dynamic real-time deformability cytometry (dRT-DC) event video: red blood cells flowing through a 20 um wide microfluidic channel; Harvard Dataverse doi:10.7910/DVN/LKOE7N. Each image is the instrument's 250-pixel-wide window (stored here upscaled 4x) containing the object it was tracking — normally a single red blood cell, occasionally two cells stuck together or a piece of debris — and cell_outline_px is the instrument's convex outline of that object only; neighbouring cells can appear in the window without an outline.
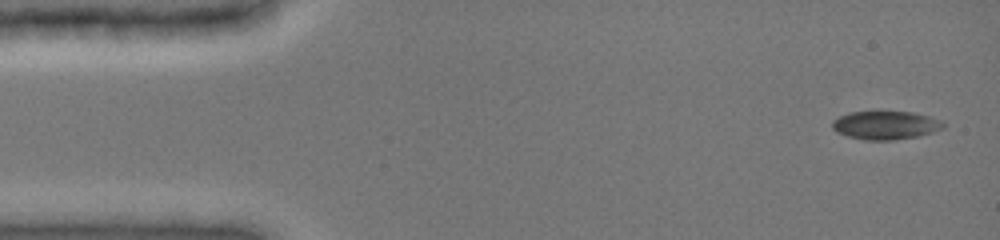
{"species": "common noctule bat (a hibernating species)", "species_latin": "Nyctalus noctula", "temperature_condition": "cold", "stored_images_in_passage": 11, "camera_frame_rate_fps": 3000, "um_per_image_px": 0.085, "animal": {"sex": "female", "body_mass_g": 19.0, "forearm_length_mm": 51.5}, "frame": {"image": 1, "passage_image": 1, "time_ms": 0.0, "image_size_px": [1000, 240], "cell_outline_px": [[944, 128], [932, 132], [916, 136], [892, 140], [864, 140], [848, 136], [836, 132], [832, 128], [832, 120], [848, 112], [880, 108], [912, 112], [928, 116], [940, 120], [944, 124]], "centroid_in_image_um": [75.21, 10.58], "position_along_channel_um": 9.8, "area_um2": 19.13}}
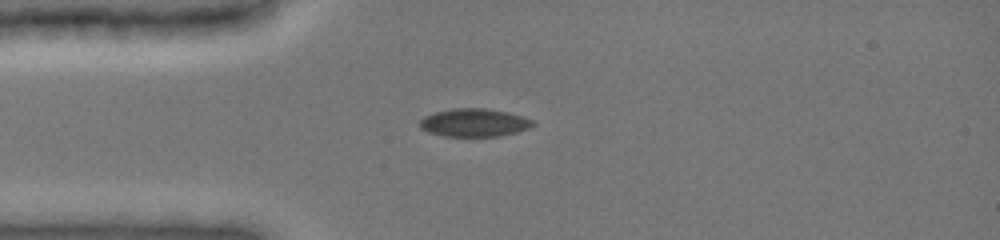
{"frame": {"image": 2, "passage_image": 8, "time_ms": 3.333, "image_size_px": [1000, 240], "cell_outline_px": [[536, 124], [528, 128], [516, 132], [500, 136], [444, 136], [428, 132], [420, 128], [420, 120], [424, 116], [436, 112], [452, 108], [484, 108], [508, 112], [524, 116], [532, 120]], "centroid_in_image_um": [40.31, 10.42], "position_along_channel_um": 44.7, "area_um2": 18.5}}
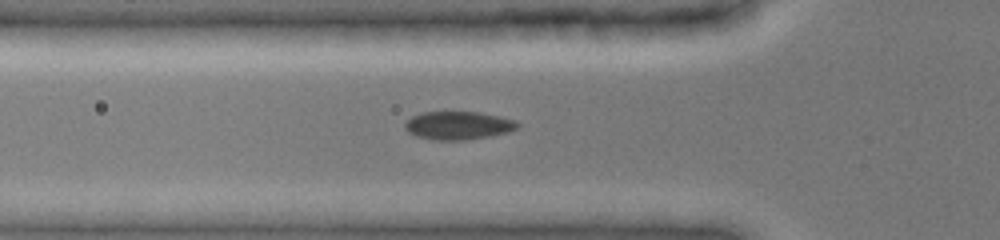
{"frame": {"image": 3, "passage_image": 10, "time_ms": 4.667, "image_size_px": [1000, 240], "cell_outline_px": [[520, 128], [508, 132], [492, 136], [464, 140], [436, 140], [416, 136], [408, 132], [404, 128], [404, 124], [412, 116], [420, 112], [480, 112], [500, 116], [516, 120], [520, 124]], "centroid_in_image_um": [38.99, 10.66], "position_along_channel_um": 86.8, "area_um2": 18.73}}